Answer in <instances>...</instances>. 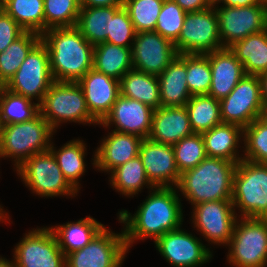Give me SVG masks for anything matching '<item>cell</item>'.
I'll return each mask as SVG.
<instances>
[{
    "label": "cell",
    "mask_w": 267,
    "mask_h": 267,
    "mask_svg": "<svg viewBox=\"0 0 267 267\" xmlns=\"http://www.w3.org/2000/svg\"><path fill=\"white\" fill-rule=\"evenodd\" d=\"M164 0H124L136 33L154 31Z\"/></svg>",
    "instance_id": "38"
},
{
    "label": "cell",
    "mask_w": 267,
    "mask_h": 267,
    "mask_svg": "<svg viewBox=\"0 0 267 267\" xmlns=\"http://www.w3.org/2000/svg\"><path fill=\"white\" fill-rule=\"evenodd\" d=\"M120 94L154 110L161 107L158 76L155 75L129 70L120 80Z\"/></svg>",
    "instance_id": "29"
},
{
    "label": "cell",
    "mask_w": 267,
    "mask_h": 267,
    "mask_svg": "<svg viewBox=\"0 0 267 267\" xmlns=\"http://www.w3.org/2000/svg\"><path fill=\"white\" fill-rule=\"evenodd\" d=\"M186 13L205 10L214 5L212 0H174Z\"/></svg>",
    "instance_id": "45"
},
{
    "label": "cell",
    "mask_w": 267,
    "mask_h": 267,
    "mask_svg": "<svg viewBox=\"0 0 267 267\" xmlns=\"http://www.w3.org/2000/svg\"><path fill=\"white\" fill-rule=\"evenodd\" d=\"M212 73L205 54H187V87L190 94L208 95Z\"/></svg>",
    "instance_id": "41"
},
{
    "label": "cell",
    "mask_w": 267,
    "mask_h": 267,
    "mask_svg": "<svg viewBox=\"0 0 267 267\" xmlns=\"http://www.w3.org/2000/svg\"><path fill=\"white\" fill-rule=\"evenodd\" d=\"M15 171L27 188L40 197H75L78 193L65 179L50 150L32 155Z\"/></svg>",
    "instance_id": "8"
},
{
    "label": "cell",
    "mask_w": 267,
    "mask_h": 267,
    "mask_svg": "<svg viewBox=\"0 0 267 267\" xmlns=\"http://www.w3.org/2000/svg\"><path fill=\"white\" fill-rule=\"evenodd\" d=\"M227 246L232 267H267V218L238 217Z\"/></svg>",
    "instance_id": "7"
},
{
    "label": "cell",
    "mask_w": 267,
    "mask_h": 267,
    "mask_svg": "<svg viewBox=\"0 0 267 267\" xmlns=\"http://www.w3.org/2000/svg\"><path fill=\"white\" fill-rule=\"evenodd\" d=\"M194 133H204L222 124L219 100L209 95H193L185 105Z\"/></svg>",
    "instance_id": "33"
},
{
    "label": "cell",
    "mask_w": 267,
    "mask_h": 267,
    "mask_svg": "<svg viewBox=\"0 0 267 267\" xmlns=\"http://www.w3.org/2000/svg\"><path fill=\"white\" fill-rule=\"evenodd\" d=\"M260 80V89H261V98L263 106H267V72H264L259 75Z\"/></svg>",
    "instance_id": "48"
},
{
    "label": "cell",
    "mask_w": 267,
    "mask_h": 267,
    "mask_svg": "<svg viewBox=\"0 0 267 267\" xmlns=\"http://www.w3.org/2000/svg\"><path fill=\"white\" fill-rule=\"evenodd\" d=\"M193 228L210 244L227 246L238 218L232 200H217L192 206Z\"/></svg>",
    "instance_id": "13"
},
{
    "label": "cell",
    "mask_w": 267,
    "mask_h": 267,
    "mask_svg": "<svg viewBox=\"0 0 267 267\" xmlns=\"http://www.w3.org/2000/svg\"><path fill=\"white\" fill-rule=\"evenodd\" d=\"M214 4H221L220 6L227 7H245L255 4H267V0H217Z\"/></svg>",
    "instance_id": "47"
},
{
    "label": "cell",
    "mask_w": 267,
    "mask_h": 267,
    "mask_svg": "<svg viewBox=\"0 0 267 267\" xmlns=\"http://www.w3.org/2000/svg\"><path fill=\"white\" fill-rule=\"evenodd\" d=\"M15 246L17 267H66L65 254L47 226L29 230Z\"/></svg>",
    "instance_id": "15"
},
{
    "label": "cell",
    "mask_w": 267,
    "mask_h": 267,
    "mask_svg": "<svg viewBox=\"0 0 267 267\" xmlns=\"http://www.w3.org/2000/svg\"><path fill=\"white\" fill-rule=\"evenodd\" d=\"M236 165L226 159L206 157L196 167L180 175L176 188L192 206L203 202L232 200Z\"/></svg>",
    "instance_id": "3"
},
{
    "label": "cell",
    "mask_w": 267,
    "mask_h": 267,
    "mask_svg": "<svg viewBox=\"0 0 267 267\" xmlns=\"http://www.w3.org/2000/svg\"><path fill=\"white\" fill-rule=\"evenodd\" d=\"M153 112L154 109L150 106L120 94L99 125L106 129L115 125L113 131L134 134L145 139L151 132Z\"/></svg>",
    "instance_id": "18"
},
{
    "label": "cell",
    "mask_w": 267,
    "mask_h": 267,
    "mask_svg": "<svg viewBox=\"0 0 267 267\" xmlns=\"http://www.w3.org/2000/svg\"><path fill=\"white\" fill-rule=\"evenodd\" d=\"M39 110L55 132L60 124L67 122L99 125L90 114L83 90L77 82L54 81L39 105Z\"/></svg>",
    "instance_id": "5"
},
{
    "label": "cell",
    "mask_w": 267,
    "mask_h": 267,
    "mask_svg": "<svg viewBox=\"0 0 267 267\" xmlns=\"http://www.w3.org/2000/svg\"><path fill=\"white\" fill-rule=\"evenodd\" d=\"M80 8V0H44L45 31L75 27Z\"/></svg>",
    "instance_id": "37"
},
{
    "label": "cell",
    "mask_w": 267,
    "mask_h": 267,
    "mask_svg": "<svg viewBox=\"0 0 267 267\" xmlns=\"http://www.w3.org/2000/svg\"><path fill=\"white\" fill-rule=\"evenodd\" d=\"M93 68L118 81L131 69V47H122L109 42L94 46Z\"/></svg>",
    "instance_id": "28"
},
{
    "label": "cell",
    "mask_w": 267,
    "mask_h": 267,
    "mask_svg": "<svg viewBox=\"0 0 267 267\" xmlns=\"http://www.w3.org/2000/svg\"><path fill=\"white\" fill-rule=\"evenodd\" d=\"M41 41V35L25 31L0 53V86H5L20 68L30 51Z\"/></svg>",
    "instance_id": "32"
},
{
    "label": "cell",
    "mask_w": 267,
    "mask_h": 267,
    "mask_svg": "<svg viewBox=\"0 0 267 267\" xmlns=\"http://www.w3.org/2000/svg\"><path fill=\"white\" fill-rule=\"evenodd\" d=\"M243 159L267 164V124L260 118L243 128Z\"/></svg>",
    "instance_id": "40"
},
{
    "label": "cell",
    "mask_w": 267,
    "mask_h": 267,
    "mask_svg": "<svg viewBox=\"0 0 267 267\" xmlns=\"http://www.w3.org/2000/svg\"><path fill=\"white\" fill-rule=\"evenodd\" d=\"M108 132L100 141L94 152L92 165L95 169L111 173L115 168L123 165L139 155L143 138L134 134Z\"/></svg>",
    "instance_id": "20"
},
{
    "label": "cell",
    "mask_w": 267,
    "mask_h": 267,
    "mask_svg": "<svg viewBox=\"0 0 267 267\" xmlns=\"http://www.w3.org/2000/svg\"><path fill=\"white\" fill-rule=\"evenodd\" d=\"M104 224L96 221L93 217L86 216L77 222H66V224L49 227L55 235L58 246L65 254H70L82 249L87 245L103 228Z\"/></svg>",
    "instance_id": "26"
},
{
    "label": "cell",
    "mask_w": 267,
    "mask_h": 267,
    "mask_svg": "<svg viewBox=\"0 0 267 267\" xmlns=\"http://www.w3.org/2000/svg\"><path fill=\"white\" fill-rule=\"evenodd\" d=\"M75 27L93 46L107 42L109 7H81Z\"/></svg>",
    "instance_id": "36"
},
{
    "label": "cell",
    "mask_w": 267,
    "mask_h": 267,
    "mask_svg": "<svg viewBox=\"0 0 267 267\" xmlns=\"http://www.w3.org/2000/svg\"><path fill=\"white\" fill-rule=\"evenodd\" d=\"M179 173L196 167L207 155L202 134L193 133L172 145Z\"/></svg>",
    "instance_id": "39"
},
{
    "label": "cell",
    "mask_w": 267,
    "mask_h": 267,
    "mask_svg": "<svg viewBox=\"0 0 267 267\" xmlns=\"http://www.w3.org/2000/svg\"><path fill=\"white\" fill-rule=\"evenodd\" d=\"M9 213H7L6 211H4L3 209V206H1L0 204V222H6L7 219L10 221V218H9ZM7 218V219H6Z\"/></svg>",
    "instance_id": "50"
},
{
    "label": "cell",
    "mask_w": 267,
    "mask_h": 267,
    "mask_svg": "<svg viewBox=\"0 0 267 267\" xmlns=\"http://www.w3.org/2000/svg\"><path fill=\"white\" fill-rule=\"evenodd\" d=\"M210 63L212 79L208 95L217 100L227 97L244 77L242 63L229 48L205 54Z\"/></svg>",
    "instance_id": "22"
},
{
    "label": "cell",
    "mask_w": 267,
    "mask_h": 267,
    "mask_svg": "<svg viewBox=\"0 0 267 267\" xmlns=\"http://www.w3.org/2000/svg\"><path fill=\"white\" fill-rule=\"evenodd\" d=\"M53 82L49 52L45 44L40 41L4 87L32 101L36 100L40 105Z\"/></svg>",
    "instance_id": "9"
},
{
    "label": "cell",
    "mask_w": 267,
    "mask_h": 267,
    "mask_svg": "<svg viewBox=\"0 0 267 267\" xmlns=\"http://www.w3.org/2000/svg\"><path fill=\"white\" fill-rule=\"evenodd\" d=\"M155 247L166 262L174 267H201L212 260V251L195 237L178 228L169 231L155 241Z\"/></svg>",
    "instance_id": "16"
},
{
    "label": "cell",
    "mask_w": 267,
    "mask_h": 267,
    "mask_svg": "<svg viewBox=\"0 0 267 267\" xmlns=\"http://www.w3.org/2000/svg\"><path fill=\"white\" fill-rule=\"evenodd\" d=\"M223 48L267 28V4L227 7L214 4Z\"/></svg>",
    "instance_id": "14"
},
{
    "label": "cell",
    "mask_w": 267,
    "mask_h": 267,
    "mask_svg": "<svg viewBox=\"0 0 267 267\" xmlns=\"http://www.w3.org/2000/svg\"><path fill=\"white\" fill-rule=\"evenodd\" d=\"M41 41L49 52L54 81L78 82L93 68L94 46L76 27L48 29Z\"/></svg>",
    "instance_id": "2"
},
{
    "label": "cell",
    "mask_w": 267,
    "mask_h": 267,
    "mask_svg": "<svg viewBox=\"0 0 267 267\" xmlns=\"http://www.w3.org/2000/svg\"><path fill=\"white\" fill-rule=\"evenodd\" d=\"M0 267H17V264L14 260V257L12 259V261L7 260L6 258H2V256H0Z\"/></svg>",
    "instance_id": "49"
},
{
    "label": "cell",
    "mask_w": 267,
    "mask_h": 267,
    "mask_svg": "<svg viewBox=\"0 0 267 267\" xmlns=\"http://www.w3.org/2000/svg\"><path fill=\"white\" fill-rule=\"evenodd\" d=\"M110 186L120 192L122 196L134 197V195L141 193L143 187L150 190L154 186L148 180L141 158L139 156L129 160L123 165L115 168L110 173Z\"/></svg>",
    "instance_id": "31"
},
{
    "label": "cell",
    "mask_w": 267,
    "mask_h": 267,
    "mask_svg": "<svg viewBox=\"0 0 267 267\" xmlns=\"http://www.w3.org/2000/svg\"><path fill=\"white\" fill-rule=\"evenodd\" d=\"M128 250L124 232L104 227L87 245L65 256L66 267H121Z\"/></svg>",
    "instance_id": "11"
},
{
    "label": "cell",
    "mask_w": 267,
    "mask_h": 267,
    "mask_svg": "<svg viewBox=\"0 0 267 267\" xmlns=\"http://www.w3.org/2000/svg\"><path fill=\"white\" fill-rule=\"evenodd\" d=\"M5 13L25 31L45 32L44 0H2Z\"/></svg>",
    "instance_id": "34"
},
{
    "label": "cell",
    "mask_w": 267,
    "mask_h": 267,
    "mask_svg": "<svg viewBox=\"0 0 267 267\" xmlns=\"http://www.w3.org/2000/svg\"><path fill=\"white\" fill-rule=\"evenodd\" d=\"M187 54H179L158 75L161 107H182L190 100L187 87Z\"/></svg>",
    "instance_id": "24"
},
{
    "label": "cell",
    "mask_w": 267,
    "mask_h": 267,
    "mask_svg": "<svg viewBox=\"0 0 267 267\" xmlns=\"http://www.w3.org/2000/svg\"><path fill=\"white\" fill-rule=\"evenodd\" d=\"M5 13L3 1L0 0V17Z\"/></svg>",
    "instance_id": "52"
},
{
    "label": "cell",
    "mask_w": 267,
    "mask_h": 267,
    "mask_svg": "<svg viewBox=\"0 0 267 267\" xmlns=\"http://www.w3.org/2000/svg\"><path fill=\"white\" fill-rule=\"evenodd\" d=\"M49 150L54 155L65 179L77 191L80 190L79 179L86 172V144L83 140L73 139L63 144L58 150L51 141Z\"/></svg>",
    "instance_id": "30"
},
{
    "label": "cell",
    "mask_w": 267,
    "mask_h": 267,
    "mask_svg": "<svg viewBox=\"0 0 267 267\" xmlns=\"http://www.w3.org/2000/svg\"><path fill=\"white\" fill-rule=\"evenodd\" d=\"M223 123L245 128L260 118L263 109L259 75H244L231 93L219 100Z\"/></svg>",
    "instance_id": "12"
},
{
    "label": "cell",
    "mask_w": 267,
    "mask_h": 267,
    "mask_svg": "<svg viewBox=\"0 0 267 267\" xmlns=\"http://www.w3.org/2000/svg\"><path fill=\"white\" fill-rule=\"evenodd\" d=\"M207 157L222 158L238 163L243 159L239 155V142H243V128L236 124L222 123L202 133ZM242 138V140H241Z\"/></svg>",
    "instance_id": "25"
},
{
    "label": "cell",
    "mask_w": 267,
    "mask_h": 267,
    "mask_svg": "<svg viewBox=\"0 0 267 267\" xmlns=\"http://www.w3.org/2000/svg\"><path fill=\"white\" fill-rule=\"evenodd\" d=\"M193 133L185 106L159 107L154 110L149 139L174 145Z\"/></svg>",
    "instance_id": "23"
},
{
    "label": "cell",
    "mask_w": 267,
    "mask_h": 267,
    "mask_svg": "<svg viewBox=\"0 0 267 267\" xmlns=\"http://www.w3.org/2000/svg\"><path fill=\"white\" fill-rule=\"evenodd\" d=\"M232 203L238 217L267 218V164L242 159L233 175Z\"/></svg>",
    "instance_id": "6"
},
{
    "label": "cell",
    "mask_w": 267,
    "mask_h": 267,
    "mask_svg": "<svg viewBox=\"0 0 267 267\" xmlns=\"http://www.w3.org/2000/svg\"><path fill=\"white\" fill-rule=\"evenodd\" d=\"M131 53L133 69L155 76L178 55L174 43L154 31L136 33Z\"/></svg>",
    "instance_id": "17"
},
{
    "label": "cell",
    "mask_w": 267,
    "mask_h": 267,
    "mask_svg": "<svg viewBox=\"0 0 267 267\" xmlns=\"http://www.w3.org/2000/svg\"><path fill=\"white\" fill-rule=\"evenodd\" d=\"M124 0H80V7H123Z\"/></svg>",
    "instance_id": "46"
},
{
    "label": "cell",
    "mask_w": 267,
    "mask_h": 267,
    "mask_svg": "<svg viewBox=\"0 0 267 267\" xmlns=\"http://www.w3.org/2000/svg\"><path fill=\"white\" fill-rule=\"evenodd\" d=\"M53 134L55 131L40 112L28 121L2 125L0 158H12L16 169L32 155L48 151Z\"/></svg>",
    "instance_id": "4"
},
{
    "label": "cell",
    "mask_w": 267,
    "mask_h": 267,
    "mask_svg": "<svg viewBox=\"0 0 267 267\" xmlns=\"http://www.w3.org/2000/svg\"><path fill=\"white\" fill-rule=\"evenodd\" d=\"M90 114L100 123L120 95V81L90 69L78 82Z\"/></svg>",
    "instance_id": "21"
},
{
    "label": "cell",
    "mask_w": 267,
    "mask_h": 267,
    "mask_svg": "<svg viewBox=\"0 0 267 267\" xmlns=\"http://www.w3.org/2000/svg\"><path fill=\"white\" fill-rule=\"evenodd\" d=\"M186 12L174 1L164 0L154 32L175 43L185 21Z\"/></svg>",
    "instance_id": "43"
},
{
    "label": "cell",
    "mask_w": 267,
    "mask_h": 267,
    "mask_svg": "<svg viewBox=\"0 0 267 267\" xmlns=\"http://www.w3.org/2000/svg\"><path fill=\"white\" fill-rule=\"evenodd\" d=\"M39 112L35 101L0 86V126L28 121Z\"/></svg>",
    "instance_id": "35"
},
{
    "label": "cell",
    "mask_w": 267,
    "mask_h": 267,
    "mask_svg": "<svg viewBox=\"0 0 267 267\" xmlns=\"http://www.w3.org/2000/svg\"><path fill=\"white\" fill-rule=\"evenodd\" d=\"M145 174L154 187H176L180 173L172 145L143 139L139 155Z\"/></svg>",
    "instance_id": "19"
},
{
    "label": "cell",
    "mask_w": 267,
    "mask_h": 267,
    "mask_svg": "<svg viewBox=\"0 0 267 267\" xmlns=\"http://www.w3.org/2000/svg\"><path fill=\"white\" fill-rule=\"evenodd\" d=\"M136 31L124 7H109V32L107 42L132 47Z\"/></svg>",
    "instance_id": "42"
},
{
    "label": "cell",
    "mask_w": 267,
    "mask_h": 267,
    "mask_svg": "<svg viewBox=\"0 0 267 267\" xmlns=\"http://www.w3.org/2000/svg\"><path fill=\"white\" fill-rule=\"evenodd\" d=\"M260 119L267 124V106L263 107L262 111H261V116Z\"/></svg>",
    "instance_id": "51"
},
{
    "label": "cell",
    "mask_w": 267,
    "mask_h": 267,
    "mask_svg": "<svg viewBox=\"0 0 267 267\" xmlns=\"http://www.w3.org/2000/svg\"><path fill=\"white\" fill-rule=\"evenodd\" d=\"M174 47L178 55L206 54L223 49L214 5L202 11L186 13Z\"/></svg>",
    "instance_id": "10"
},
{
    "label": "cell",
    "mask_w": 267,
    "mask_h": 267,
    "mask_svg": "<svg viewBox=\"0 0 267 267\" xmlns=\"http://www.w3.org/2000/svg\"><path fill=\"white\" fill-rule=\"evenodd\" d=\"M176 190V187H154L135 214L131 215L124 209L118 212V220L124 224L127 250L135 240L153 238L155 242L165 233L182 227L183 209L180 194Z\"/></svg>",
    "instance_id": "1"
},
{
    "label": "cell",
    "mask_w": 267,
    "mask_h": 267,
    "mask_svg": "<svg viewBox=\"0 0 267 267\" xmlns=\"http://www.w3.org/2000/svg\"><path fill=\"white\" fill-rule=\"evenodd\" d=\"M24 32L25 30L11 16L4 13L0 17V53Z\"/></svg>",
    "instance_id": "44"
},
{
    "label": "cell",
    "mask_w": 267,
    "mask_h": 267,
    "mask_svg": "<svg viewBox=\"0 0 267 267\" xmlns=\"http://www.w3.org/2000/svg\"><path fill=\"white\" fill-rule=\"evenodd\" d=\"M242 63L246 75L267 72V28L228 47Z\"/></svg>",
    "instance_id": "27"
}]
</instances>
